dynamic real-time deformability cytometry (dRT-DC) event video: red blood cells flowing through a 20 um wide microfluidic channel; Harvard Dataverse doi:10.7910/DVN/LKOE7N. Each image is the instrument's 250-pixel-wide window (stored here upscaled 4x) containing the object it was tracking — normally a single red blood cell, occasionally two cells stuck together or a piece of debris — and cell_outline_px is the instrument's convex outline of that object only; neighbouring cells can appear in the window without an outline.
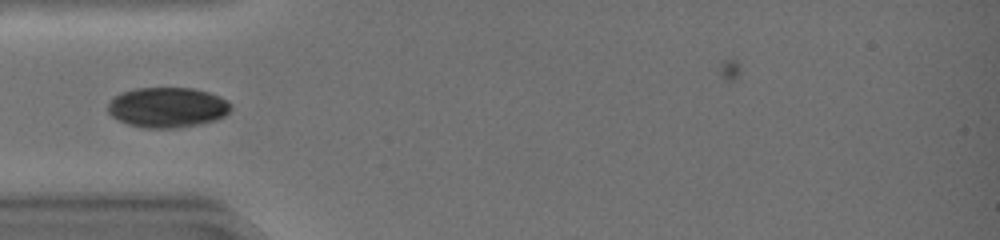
{"species": "common noctule bat (a hibernating species)", "species_latin": "Nyctalus noctula", "temperature_condition": "warm", "stored_images_in_passage": 45, "camera_frame_rate_fps": 3000, "um_per_image_px": 0.085, "animal": {"sex": "female", "body_mass_g": 19.0, "forearm_length_mm": 51.5}, "frame": {"image": 1, "passage_image": 14, "time_ms": 4.333, "image_size_px": [1000, 240], "cell_outline_px": [[232, 108], [224, 116], [216, 120], [200, 124], [180, 128], [140, 128], [128, 124], [112, 116], [108, 112], [108, 104], [120, 92], [136, 88], [192, 88], [208, 92], [220, 96], [228, 100], [232, 104]], "centroid_in_image_um": [14.26, 9.13], "position_along_channel_um": 70.7, "area_um2": 29.02}}
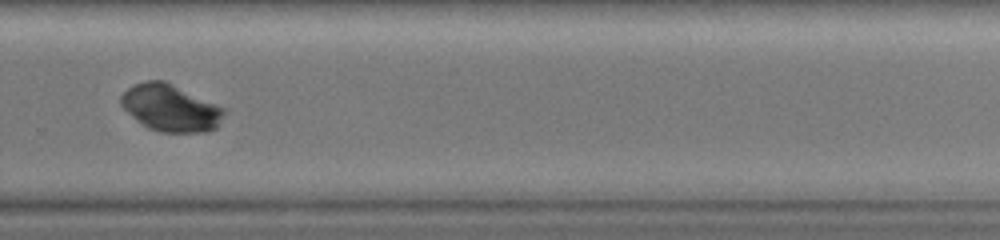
{"frame": {"image": 2, "passage_image": 31, "time_ms": 10.0, "image_size_px": [1000, 240], "cell_outline_px": [[228, 112], [216, 128], [204, 132], [160, 132], [148, 128], [140, 124], [120, 104], [120, 96], [132, 84], [144, 80], [164, 80], [224, 108]], "centroid_in_image_um": [14.48, 9.17], "position_along_channel_um": 315.3, "area_um2": 28.26}}
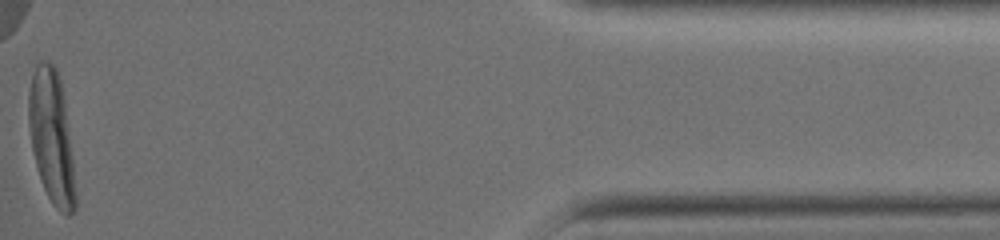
{"frame": {"image": 3, "passage_image": 44, "time_ms": 14.333, "image_size_px": [1000, 240], "cell_outline_px": [[76, 208], [68, 216], [64, 216], [52, 204], [40, 180], [32, 148], [28, 124], [28, 92], [32, 76], [36, 64], [40, 60], [48, 60], [56, 68], [60, 80], [64, 100], [72, 160], [76, 196]], "centroid_in_image_um": [4.36, 11.65], "position_along_channel_um": 430.8, "area_um2": 35.95}}